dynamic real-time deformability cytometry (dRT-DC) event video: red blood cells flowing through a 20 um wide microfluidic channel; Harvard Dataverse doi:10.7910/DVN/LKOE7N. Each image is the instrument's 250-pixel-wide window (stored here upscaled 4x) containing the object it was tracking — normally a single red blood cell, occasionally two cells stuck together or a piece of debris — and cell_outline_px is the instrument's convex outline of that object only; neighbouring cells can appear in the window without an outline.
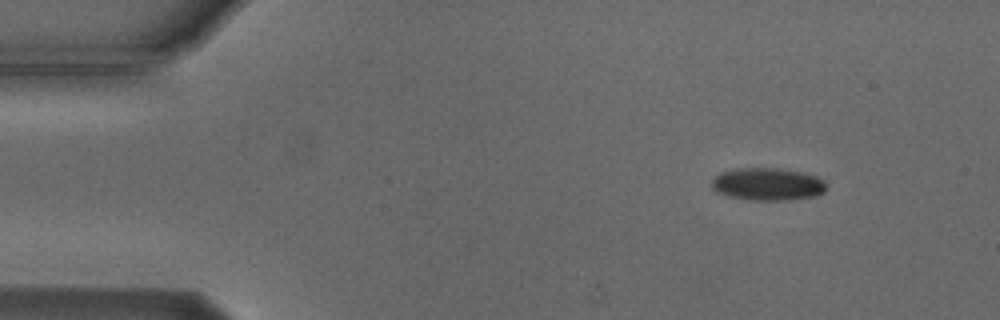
{"species": "Egyptian fruit bat (a non-hibernating species)", "species_latin": "Rousettus aegyptiacus", "temperature_condition": "cold", "stored_images_in_passage": 4, "camera_frame_rate_fps": 3000, "um_per_image_px": 0.085, "animal": {"sex": "male"}, "frame": {"image": 1, "passage_image": 1, "time_ms": 0.0, "image_size_px": [1000, 320], "cell_outline_px": [[828, 188], [824, 192], [816, 196], [792, 200], [752, 200], [728, 196], [716, 192], [712, 188], [712, 180], [720, 172], [736, 168], [776, 168], [804, 172], [816, 176], [824, 180]], "centroid_in_image_um": [65.28, 15.65], "position_along_channel_um": 19.7, "area_um2": 22.02}}
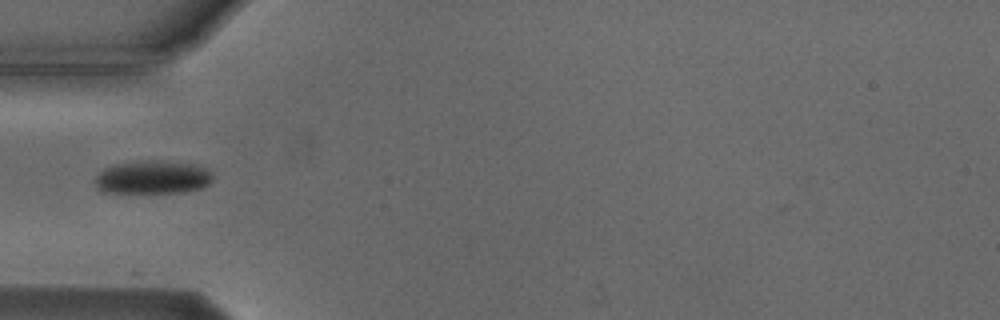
{"frame": {"image": 2, "passage_image": 4, "time_ms": 3.667, "image_size_px": [1000, 320], "cell_outline_px": [[212, 180], [204, 188], [184, 192], [100, 192], [96, 188], [92, 180], [104, 168], [116, 164], [148, 160], [160, 160], [196, 164], [208, 168], [212, 172]], "centroid_in_image_um": [12.99, 15.06], "position_along_channel_um": 72.0, "area_um2": 23.18}}